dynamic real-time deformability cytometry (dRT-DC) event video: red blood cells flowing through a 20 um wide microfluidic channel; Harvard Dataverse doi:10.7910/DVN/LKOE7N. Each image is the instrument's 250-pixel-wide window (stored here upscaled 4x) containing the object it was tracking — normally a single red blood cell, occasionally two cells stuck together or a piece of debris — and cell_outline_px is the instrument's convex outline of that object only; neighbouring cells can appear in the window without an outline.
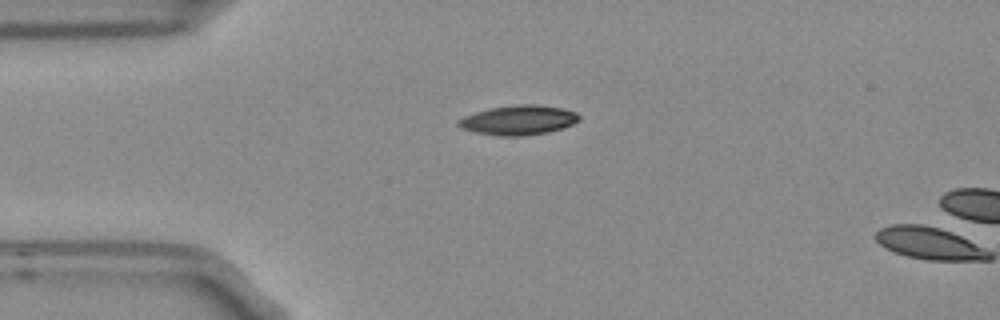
{"species": "Egyptian fruit bat (a non-hibernating species)", "species_latin": "Rousettus aegyptiacus", "temperature_condition": "room temperature", "stored_images_in_passage": 2, "camera_frame_rate_fps": 3000, "um_per_image_px": 0.085, "frame": {"image": 1, "passage_image": 1, "time_ms": 0.0, "image_size_px": [1000, 320], "cell_outline_px": [[580, 120], [572, 124], [548, 132], [520, 136], [500, 136], [476, 132], [460, 128], [456, 124], [456, 120], [464, 116], [488, 108], [512, 104], [536, 104], [560, 108], [576, 112], [580, 116]], "centroid_in_image_um": [44.03, 10.2], "position_along_channel_um": 41.0, "area_um2": 20.87}}